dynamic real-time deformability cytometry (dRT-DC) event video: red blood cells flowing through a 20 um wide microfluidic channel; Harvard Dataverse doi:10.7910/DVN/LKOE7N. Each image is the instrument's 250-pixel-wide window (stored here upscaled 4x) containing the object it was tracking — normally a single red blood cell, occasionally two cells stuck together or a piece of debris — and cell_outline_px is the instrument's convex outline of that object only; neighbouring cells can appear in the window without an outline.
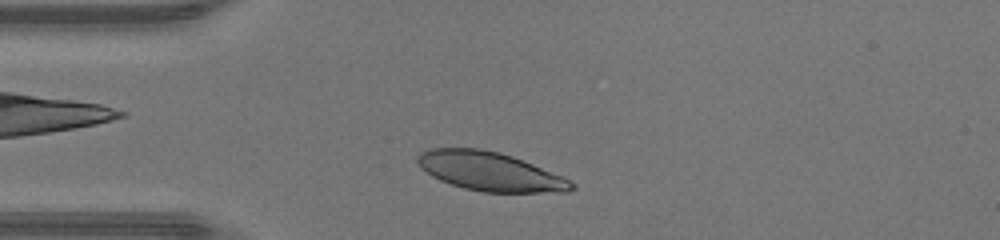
{"species": "human", "species_latin": "Homo sapiens", "temperature_condition": "warm", "stored_images_in_passage": 34, "camera_frame_rate_fps": 3000, "um_per_image_px": 0.085, "donor": {"sex": "male"}, "frame": {"image": 1, "passage_image": 4, "time_ms": 1.0, "image_size_px": [1000, 240], "cell_outline_px": [[576, 188], [568, 192], [484, 192], [464, 188], [440, 180], [432, 176], [420, 168], [416, 160], [416, 156], [420, 152], [432, 148], [480, 148], [500, 152], [512, 156], [564, 176], [576, 184]], "centroid_in_image_um": [41.66, 14.57], "position_along_channel_um": 43.3, "area_um2": 35.03}}
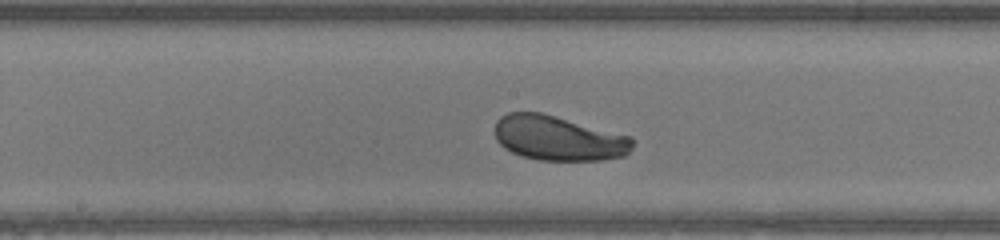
{"frame": {"image": 2, "passage_image": 16, "time_ms": 5.0, "image_size_px": [1000, 240], "cell_outline_px": [[632, 148], [624, 156], [600, 160], [540, 160], [520, 156], [504, 148], [496, 140], [496, 120], [500, 116], [508, 112], [540, 112], [632, 136]], "centroid_in_image_um": [47.45, 11.74], "position_along_channel_um": 200.8, "area_um2": 35.95}}
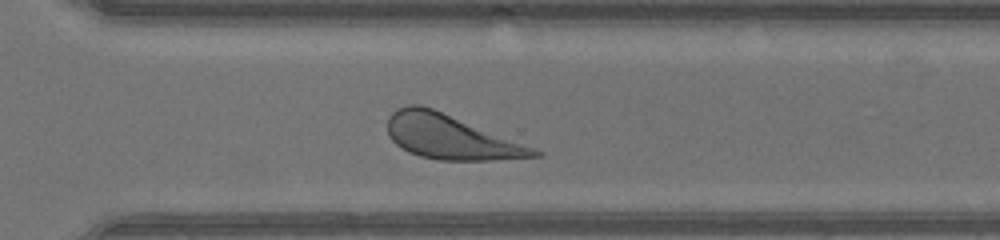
{"frame": {"image": 3, "passage_image": 25, "time_ms": 8.0, "image_size_px": [1000, 240], "cell_outline_px": [[544, 156], [488, 160], [440, 160], [420, 156], [408, 152], [396, 144], [392, 140], [388, 132], [388, 116], [396, 108], [408, 104], [420, 104], [432, 108], [544, 152]], "centroid_in_image_um": [38.26, 11.64], "position_along_channel_um": 332.3, "area_um2": 37.4}, "authors_computed_cell_mechanics": {"area_um2": 36.5874, "velocity_mm_per_s": 4.3925, "shape_relaxation_time_tau1_ms": 1.2981, "shape_relaxation_time_tau2_ms": null, "deformation_change_tau1": 0.0946, "deformation_change_tau2": null}}